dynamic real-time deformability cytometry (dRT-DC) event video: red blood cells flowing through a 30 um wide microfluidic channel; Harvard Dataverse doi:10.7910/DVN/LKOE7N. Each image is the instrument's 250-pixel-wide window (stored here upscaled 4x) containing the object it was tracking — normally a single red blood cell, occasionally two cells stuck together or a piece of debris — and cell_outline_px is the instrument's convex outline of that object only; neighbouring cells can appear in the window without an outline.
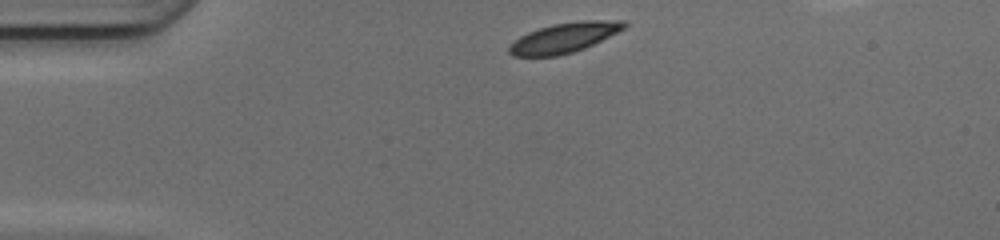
{"species": "common noctule bat (a hibernating species)", "species_latin": "Nyctalus noctula", "temperature_condition": "cold", "stored_images_in_passage": 37, "camera_frame_rate_fps": 3000, "um_per_image_px": 0.085, "animal": {"sex": "female", "body_mass_g": 17.0, "forearm_length_mm": 48.0}, "frame": {"image": 1, "passage_image": 1, "time_ms": 0.0, "image_size_px": [1000, 240], "cell_outline_px": [[628, 24], [624, 28], [584, 48], [572, 52], [556, 56], [512, 56], [508, 52], [508, 48], [520, 36], [528, 32], [552, 24], [584, 20], [624, 20]], "centroid_in_image_um": [47.94, 3.2], "position_along_channel_um": 37.1, "area_um2": 19.71}}
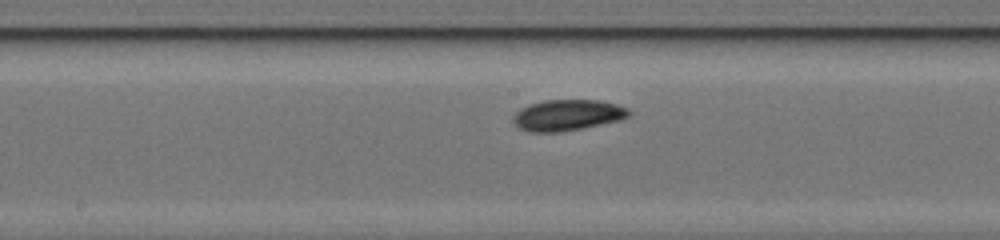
{"frame": {"image": 2, "passage_image": 16, "time_ms": 5.0, "image_size_px": [1000, 240], "cell_outline_px": [[632, 112], [628, 116], [620, 120], [584, 128], [560, 132], [532, 132], [520, 128], [512, 120], [512, 116], [520, 108], [528, 104], [544, 100], [600, 100], [616, 104], [628, 108]], "centroid_in_image_um": [48.24, 9.78], "position_along_channel_um": 200.0, "area_um2": 21.04}}
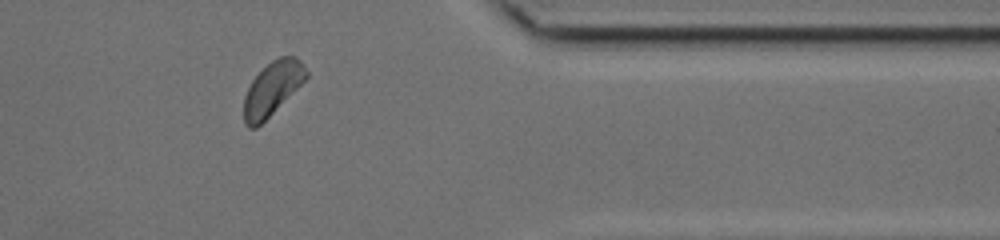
{"frame": {"image": 3, "passage_image": 31, "time_ms": 10.0, "image_size_px": [1000, 240], "cell_outline_px": [[308, 76], [256, 128], [248, 128], [244, 124], [244, 96], [252, 80], [272, 60], [280, 56], [296, 56], [300, 60], [308, 72]], "centroid_in_image_um": [23.13, 7.51], "position_along_channel_um": 388.3, "area_um2": 18.84}}